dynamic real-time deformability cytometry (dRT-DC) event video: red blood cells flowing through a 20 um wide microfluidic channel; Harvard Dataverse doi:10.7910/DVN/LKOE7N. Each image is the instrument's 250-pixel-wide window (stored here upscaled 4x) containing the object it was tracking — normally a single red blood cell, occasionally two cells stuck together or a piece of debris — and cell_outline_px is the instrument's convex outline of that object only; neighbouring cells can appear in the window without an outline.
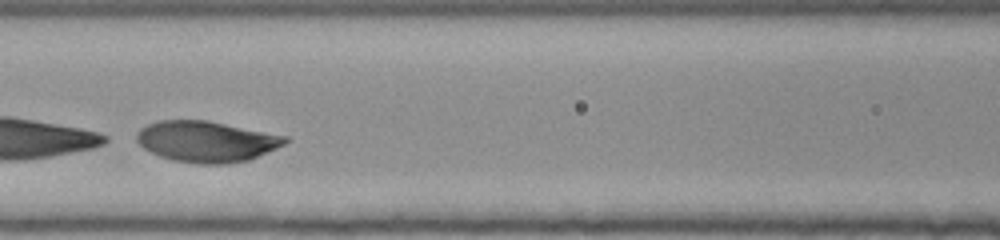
{"species": "human", "species_latin": "Homo sapiens", "temperature_condition": "room temperature", "stored_images_in_passage": 32, "camera_frame_rate_fps": 3000, "um_per_image_px": 0.085, "donor": {"sex": "female"}, "frame": {"image": 1, "passage_image": 12, "time_ms": 3.667, "image_size_px": [1000, 240], "cell_outline_px": [[288, 140], [284, 144], [276, 148], [248, 160], [228, 164], [200, 164], [172, 160], [160, 156], [144, 148], [136, 140], [136, 132], [140, 128], [148, 124], [160, 120], [208, 120], [288, 136]], "centroid_in_image_um": [17.54, 12.02], "position_along_channel_um": 149.1, "area_um2": 35.43}}
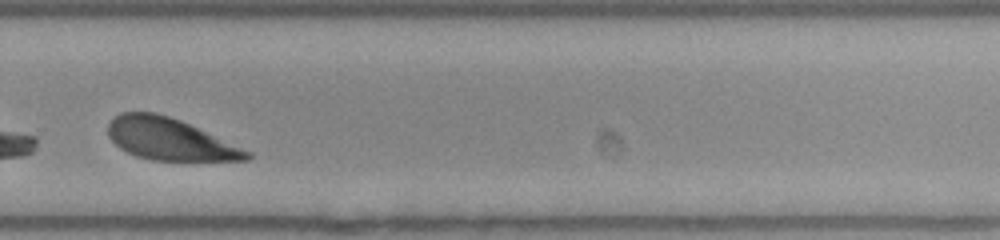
{"frame": {"image": 2, "passage_image": 25, "time_ms": 8.0, "image_size_px": [1000, 240], "cell_outline_px": [[252, 156], [248, 160], [152, 160], [136, 156], [120, 148], [108, 136], [108, 124], [120, 112], [156, 112], [180, 120], [252, 152]], "centroid_in_image_um": [14.41, 11.83], "position_along_channel_um": 315.4, "area_um2": 33.47}}
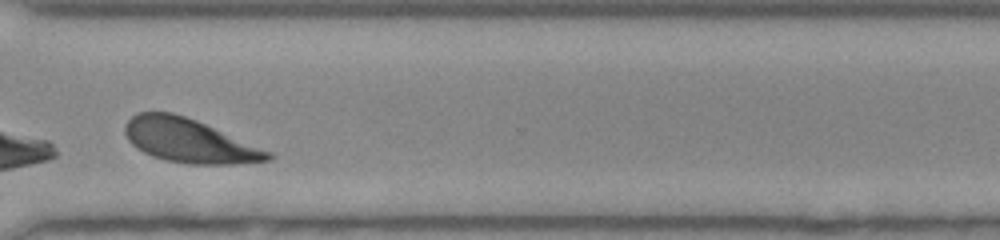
{"frame": {"image": 3, "passage_image": 28, "time_ms": 9.0, "image_size_px": [1000, 240], "cell_outline_px": [[276, 156], [272, 160], [236, 164], [188, 164], [164, 160], [152, 156], [136, 148], [128, 140], [124, 132], [124, 124], [136, 112], [172, 112], [196, 120], [272, 152]], "centroid_in_image_um": [16.08, 11.97], "position_along_channel_um": 354.5, "area_um2": 36.59}, "authors_computed_cell_mechanics": {"area_um2": 36.2984, "velocity_mm_per_s": 3.8238, "shape_relaxation_time_tau1_ms": 1.2915, "shape_relaxation_time_tau2_ms": null, "deformation_change_tau1": 0.328, "deformation_change_tau2": null}}